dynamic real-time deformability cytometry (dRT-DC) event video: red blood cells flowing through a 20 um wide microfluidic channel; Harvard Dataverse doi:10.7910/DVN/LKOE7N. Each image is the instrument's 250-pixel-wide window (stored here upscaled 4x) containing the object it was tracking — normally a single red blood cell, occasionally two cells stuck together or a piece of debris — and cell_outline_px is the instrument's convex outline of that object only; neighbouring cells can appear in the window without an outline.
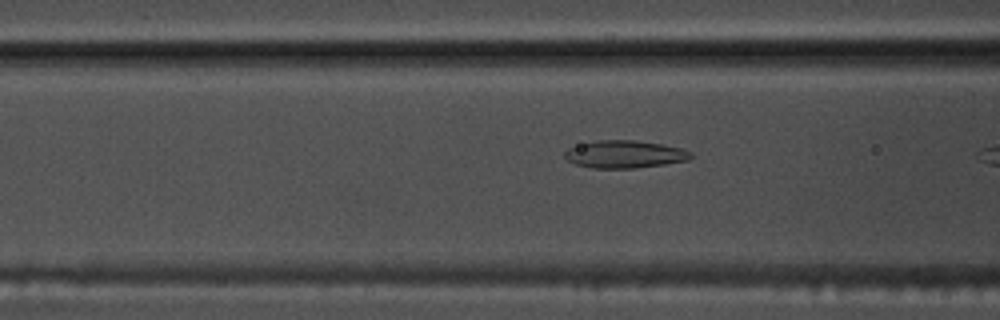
{"species": "common noctule bat (a hibernating species)", "species_latin": "Nyctalus noctula", "temperature_condition": "warm", "stored_images_in_passage": 11, "camera_frame_rate_fps": 3000, "um_per_image_px": 0.085, "animal": {"sex": "male", "body_mass_g": 17.5, "forearm_length_mm": 52.3}, "frame": {"image": 1, "passage_image": 10, "time_ms": 3.0, "image_size_px": [1000, 320], "cell_outline_px": [[692, 156], [688, 160], [664, 164], [636, 168], [592, 168], [576, 164], [568, 160], [564, 156], [564, 152], [568, 148], [580, 144], [596, 140], [636, 140], [660, 144], [680, 148], [692, 152]], "centroid_in_image_um": [53.08, 13.11], "position_along_channel_um": 113.5, "area_um2": 20.17}}